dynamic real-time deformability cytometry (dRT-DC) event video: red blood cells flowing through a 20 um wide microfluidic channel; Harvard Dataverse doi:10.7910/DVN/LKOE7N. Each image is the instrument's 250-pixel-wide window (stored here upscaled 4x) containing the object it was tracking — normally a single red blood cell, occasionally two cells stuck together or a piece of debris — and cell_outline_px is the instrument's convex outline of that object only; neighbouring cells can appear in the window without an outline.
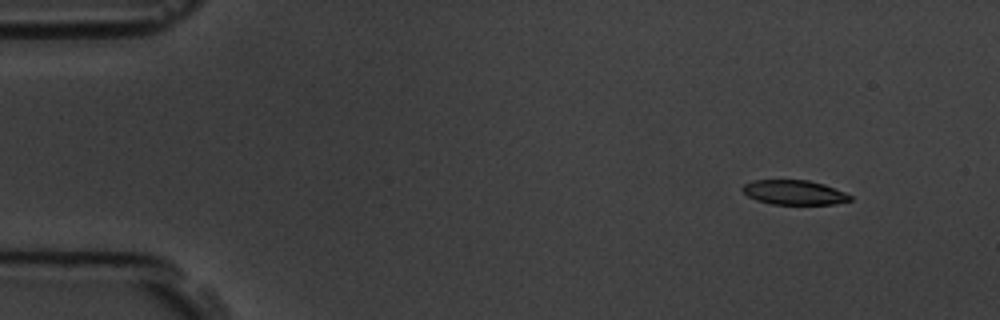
{"species": "common noctule bat (a hibernating species)", "species_latin": "Nyctalus noctula", "temperature_condition": "room temperature", "stored_images_in_passage": 3, "camera_frame_rate_fps": 3000, "um_per_image_px": 0.085, "animal": {"sex": "male", "body_mass_g": 19.5, "forearm_length_mm": 54.6}, "frame": {"image": 1, "passage_image": 1, "time_ms": 0.0, "image_size_px": [1000, 320], "cell_outline_px": [[852, 200], [836, 204], [772, 204], [756, 200], [748, 196], [740, 188], [744, 184], [752, 180], [808, 180], [824, 184], [844, 192], [852, 196]], "centroid_in_image_um": [67.49, 16.35], "position_along_channel_um": 17.5, "area_um2": 15.43}}